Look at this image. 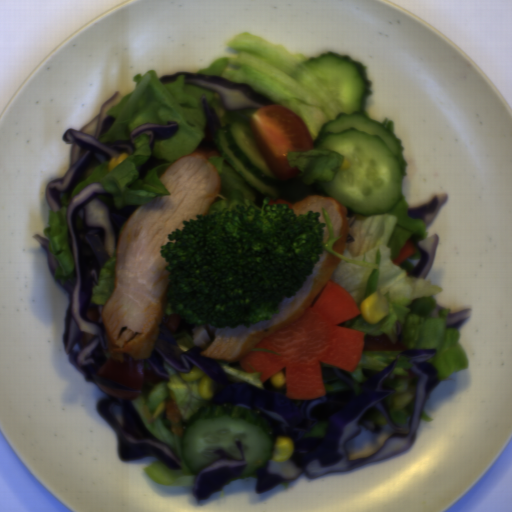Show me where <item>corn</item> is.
<instances>
[{
    "label": "corn",
    "mask_w": 512,
    "mask_h": 512,
    "mask_svg": "<svg viewBox=\"0 0 512 512\" xmlns=\"http://www.w3.org/2000/svg\"><path fill=\"white\" fill-rule=\"evenodd\" d=\"M270 382L274 388L282 389L285 385L286 377L284 376L283 372L277 371L271 376Z\"/></svg>",
    "instance_id": "4"
},
{
    "label": "corn",
    "mask_w": 512,
    "mask_h": 512,
    "mask_svg": "<svg viewBox=\"0 0 512 512\" xmlns=\"http://www.w3.org/2000/svg\"><path fill=\"white\" fill-rule=\"evenodd\" d=\"M294 453V441L290 437L280 436L274 443L273 463L287 462Z\"/></svg>",
    "instance_id": "3"
},
{
    "label": "corn",
    "mask_w": 512,
    "mask_h": 512,
    "mask_svg": "<svg viewBox=\"0 0 512 512\" xmlns=\"http://www.w3.org/2000/svg\"><path fill=\"white\" fill-rule=\"evenodd\" d=\"M181 378L187 382L198 381V392L203 399H209L213 395V385L210 377L196 366L189 373H180Z\"/></svg>",
    "instance_id": "2"
},
{
    "label": "corn",
    "mask_w": 512,
    "mask_h": 512,
    "mask_svg": "<svg viewBox=\"0 0 512 512\" xmlns=\"http://www.w3.org/2000/svg\"><path fill=\"white\" fill-rule=\"evenodd\" d=\"M362 319L367 323H377L389 313L385 300L379 292H372L360 306Z\"/></svg>",
    "instance_id": "1"
},
{
    "label": "corn",
    "mask_w": 512,
    "mask_h": 512,
    "mask_svg": "<svg viewBox=\"0 0 512 512\" xmlns=\"http://www.w3.org/2000/svg\"><path fill=\"white\" fill-rule=\"evenodd\" d=\"M128 158V154L125 152V153H121L118 155V157H113L109 162H108V170L109 172H111L113 169H115L118 165H120L121 163H123L126 159Z\"/></svg>",
    "instance_id": "5"
}]
</instances>
